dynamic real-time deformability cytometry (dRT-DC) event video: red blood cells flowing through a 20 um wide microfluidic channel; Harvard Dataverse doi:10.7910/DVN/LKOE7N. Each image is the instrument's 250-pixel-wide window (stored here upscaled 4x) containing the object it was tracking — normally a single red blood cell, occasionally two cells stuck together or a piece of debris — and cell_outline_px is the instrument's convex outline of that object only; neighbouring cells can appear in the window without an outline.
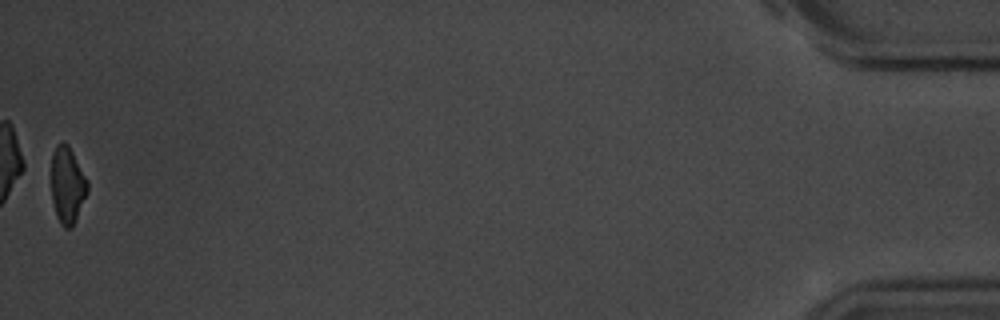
{"species": "common noctule bat (a hibernating species)", "species_latin": "Nyctalus noctula", "temperature_condition": "room temperature", "stored_images_in_passage": 53, "camera_frame_rate_fps": 3000, "um_per_image_px": 0.085, "animal": {"sex": "male", "body_mass_g": 20.1, "forearm_length_mm": 53.5}, "frame": {"image": 1, "passage_image": 53, "time_ms": 17.333, "image_size_px": [1000, 320], "cell_outline_px": [[88, 192], [72, 228], [64, 228], [60, 224], [56, 216], [52, 200], [52, 152], [56, 144], [68, 144], [88, 180]], "centroid_in_image_um": [5.73, 15.76], "position_along_channel_um": 429.5, "area_um2": 16.18}, "authors_computed_cell_mechanics": {"area_um2": 17.918, "velocity_mm_per_s": 3.6684, "shape_relaxation_time_tau1_ms": 3.5919, "shape_relaxation_time_tau2_ms": 9.1026, "deformation_change_tau1": 0.1182, "deformation_change_tau2": 0.1818}}